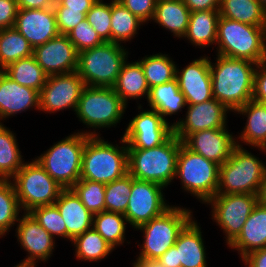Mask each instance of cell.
<instances>
[{
	"mask_svg": "<svg viewBox=\"0 0 266 267\" xmlns=\"http://www.w3.org/2000/svg\"><path fill=\"white\" fill-rule=\"evenodd\" d=\"M113 89L126 105L129 99H148L150 88L138 60L123 63Z\"/></svg>",
	"mask_w": 266,
	"mask_h": 267,
	"instance_id": "4316f807",
	"label": "cell"
},
{
	"mask_svg": "<svg viewBox=\"0 0 266 267\" xmlns=\"http://www.w3.org/2000/svg\"><path fill=\"white\" fill-rule=\"evenodd\" d=\"M137 107L142 112L130 120L122 136L127 143V149L159 146L174 133L172 123L165 121L156 110H141V104Z\"/></svg>",
	"mask_w": 266,
	"mask_h": 267,
	"instance_id": "5bb4252c",
	"label": "cell"
},
{
	"mask_svg": "<svg viewBox=\"0 0 266 267\" xmlns=\"http://www.w3.org/2000/svg\"><path fill=\"white\" fill-rule=\"evenodd\" d=\"M100 136H89L86 140L80 179L106 185L128 173V149L123 137L119 146Z\"/></svg>",
	"mask_w": 266,
	"mask_h": 267,
	"instance_id": "7a4b0ae2",
	"label": "cell"
},
{
	"mask_svg": "<svg viewBox=\"0 0 266 267\" xmlns=\"http://www.w3.org/2000/svg\"><path fill=\"white\" fill-rule=\"evenodd\" d=\"M201 228L193 218L180 232L176 242L177 264L181 267H208Z\"/></svg>",
	"mask_w": 266,
	"mask_h": 267,
	"instance_id": "cb8c5ba5",
	"label": "cell"
},
{
	"mask_svg": "<svg viewBox=\"0 0 266 267\" xmlns=\"http://www.w3.org/2000/svg\"><path fill=\"white\" fill-rule=\"evenodd\" d=\"M219 14L244 24L266 27V13L258 0H221Z\"/></svg>",
	"mask_w": 266,
	"mask_h": 267,
	"instance_id": "4dcf8cb0",
	"label": "cell"
},
{
	"mask_svg": "<svg viewBox=\"0 0 266 267\" xmlns=\"http://www.w3.org/2000/svg\"><path fill=\"white\" fill-rule=\"evenodd\" d=\"M24 213V214H23ZM15 229L18 244L27 252V256L16 267H36L38 260L46 262L55 249L53 238L29 213L23 212Z\"/></svg>",
	"mask_w": 266,
	"mask_h": 267,
	"instance_id": "2e32d148",
	"label": "cell"
},
{
	"mask_svg": "<svg viewBox=\"0 0 266 267\" xmlns=\"http://www.w3.org/2000/svg\"><path fill=\"white\" fill-rule=\"evenodd\" d=\"M54 205L64 219L67 239L70 242L92 228L93 214L82 204L71 188L63 189Z\"/></svg>",
	"mask_w": 266,
	"mask_h": 267,
	"instance_id": "603a6c76",
	"label": "cell"
},
{
	"mask_svg": "<svg viewBox=\"0 0 266 267\" xmlns=\"http://www.w3.org/2000/svg\"><path fill=\"white\" fill-rule=\"evenodd\" d=\"M252 99L266 103V56L264 63L258 64L255 71Z\"/></svg>",
	"mask_w": 266,
	"mask_h": 267,
	"instance_id": "7dc6e473",
	"label": "cell"
},
{
	"mask_svg": "<svg viewBox=\"0 0 266 267\" xmlns=\"http://www.w3.org/2000/svg\"><path fill=\"white\" fill-rule=\"evenodd\" d=\"M17 11L16 0H0V29L14 27Z\"/></svg>",
	"mask_w": 266,
	"mask_h": 267,
	"instance_id": "c3c4849f",
	"label": "cell"
},
{
	"mask_svg": "<svg viewBox=\"0 0 266 267\" xmlns=\"http://www.w3.org/2000/svg\"><path fill=\"white\" fill-rule=\"evenodd\" d=\"M164 188L160 184L138 180L131 176V195L128 197L124 216L132 228L136 229L171 207L164 197Z\"/></svg>",
	"mask_w": 266,
	"mask_h": 267,
	"instance_id": "4fadbf2b",
	"label": "cell"
},
{
	"mask_svg": "<svg viewBox=\"0 0 266 267\" xmlns=\"http://www.w3.org/2000/svg\"><path fill=\"white\" fill-rule=\"evenodd\" d=\"M20 9H46L53 8L56 0H16Z\"/></svg>",
	"mask_w": 266,
	"mask_h": 267,
	"instance_id": "f5cc1de1",
	"label": "cell"
},
{
	"mask_svg": "<svg viewBox=\"0 0 266 267\" xmlns=\"http://www.w3.org/2000/svg\"><path fill=\"white\" fill-rule=\"evenodd\" d=\"M190 12L219 10L221 0H183Z\"/></svg>",
	"mask_w": 266,
	"mask_h": 267,
	"instance_id": "681fc988",
	"label": "cell"
},
{
	"mask_svg": "<svg viewBox=\"0 0 266 267\" xmlns=\"http://www.w3.org/2000/svg\"><path fill=\"white\" fill-rule=\"evenodd\" d=\"M237 250L241 260L249 253L266 248V207L256 204L241 233L228 246Z\"/></svg>",
	"mask_w": 266,
	"mask_h": 267,
	"instance_id": "484cf974",
	"label": "cell"
},
{
	"mask_svg": "<svg viewBox=\"0 0 266 267\" xmlns=\"http://www.w3.org/2000/svg\"><path fill=\"white\" fill-rule=\"evenodd\" d=\"M149 88L175 79L176 66L168 54L157 53L139 60Z\"/></svg>",
	"mask_w": 266,
	"mask_h": 267,
	"instance_id": "74e56055",
	"label": "cell"
},
{
	"mask_svg": "<svg viewBox=\"0 0 266 267\" xmlns=\"http://www.w3.org/2000/svg\"><path fill=\"white\" fill-rule=\"evenodd\" d=\"M175 178L182 189L205 204L216 195L219 185V165L192 152L183 143L177 156Z\"/></svg>",
	"mask_w": 266,
	"mask_h": 267,
	"instance_id": "9c48e42d",
	"label": "cell"
},
{
	"mask_svg": "<svg viewBox=\"0 0 266 267\" xmlns=\"http://www.w3.org/2000/svg\"><path fill=\"white\" fill-rule=\"evenodd\" d=\"M22 210L12 180H0V238L16 226Z\"/></svg>",
	"mask_w": 266,
	"mask_h": 267,
	"instance_id": "f35d334b",
	"label": "cell"
},
{
	"mask_svg": "<svg viewBox=\"0 0 266 267\" xmlns=\"http://www.w3.org/2000/svg\"><path fill=\"white\" fill-rule=\"evenodd\" d=\"M216 45V55L244 59L256 64L264 63L266 27L219 16Z\"/></svg>",
	"mask_w": 266,
	"mask_h": 267,
	"instance_id": "3957f363",
	"label": "cell"
},
{
	"mask_svg": "<svg viewBox=\"0 0 266 267\" xmlns=\"http://www.w3.org/2000/svg\"><path fill=\"white\" fill-rule=\"evenodd\" d=\"M131 195V175L125 174L105 185V211L125 214Z\"/></svg>",
	"mask_w": 266,
	"mask_h": 267,
	"instance_id": "60d3db41",
	"label": "cell"
},
{
	"mask_svg": "<svg viewBox=\"0 0 266 267\" xmlns=\"http://www.w3.org/2000/svg\"><path fill=\"white\" fill-rule=\"evenodd\" d=\"M57 28L60 34H67L79 22L86 19V14L82 11L68 10L67 7L62 6L57 0L53 6Z\"/></svg>",
	"mask_w": 266,
	"mask_h": 267,
	"instance_id": "f6af8a7d",
	"label": "cell"
},
{
	"mask_svg": "<svg viewBox=\"0 0 266 267\" xmlns=\"http://www.w3.org/2000/svg\"><path fill=\"white\" fill-rule=\"evenodd\" d=\"M132 264L133 267H163L158 259L139 256Z\"/></svg>",
	"mask_w": 266,
	"mask_h": 267,
	"instance_id": "11a10c76",
	"label": "cell"
},
{
	"mask_svg": "<svg viewBox=\"0 0 266 267\" xmlns=\"http://www.w3.org/2000/svg\"><path fill=\"white\" fill-rule=\"evenodd\" d=\"M88 137L85 130L74 132L34 159L64 189L71 188L80 179L82 154Z\"/></svg>",
	"mask_w": 266,
	"mask_h": 267,
	"instance_id": "52a82bcc",
	"label": "cell"
},
{
	"mask_svg": "<svg viewBox=\"0 0 266 267\" xmlns=\"http://www.w3.org/2000/svg\"><path fill=\"white\" fill-rule=\"evenodd\" d=\"M2 71L19 85L38 92L43 88L48 77L33 55L11 63Z\"/></svg>",
	"mask_w": 266,
	"mask_h": 267,
	"instance_id": "d6a6232c",
	"label": "cell"
},
{
	"mask_svg": "<svg viewBox=\"0 0 266 267\" xmlns=\"http://www.w3.org/2000/svg\"><path fill=\"white\" fill-rule=\"evenodd\" d=\"M29 213L53 238L58 236L67 240L64 219L54 204L35 207Z\"/></svg>",
	"mask_w": 266,
	"mask_h": 267,
	"instance_id": "b9f144b4",
	"label": "cell"
},
{
	"mask_svg": "<svg viewBox=\"0 0 266 267\" xmlns=\"http://www.w3.org/2000/svg\"><path fill=\"white\" fill-rule=\"evenodd\" d=\"M86 20L104 42H111V1L97 0L87 12Z\"/></svg>",
	"mask_w": 266,
	"mask_h": 267,
	"instance_id": "7bdbcfd3",
	"label": "cell"
},
{
	"mask_svg": "<svg viewBox=\"0 0 266 267\" xmlns=\"http://www.w3.org/2000/svg\"><path fill=\"white\" fill-rule=\"evenodd\" d=\"M228 128L207 129L191 133L183 144L219 166L226 162L236 146V137Z\"/></svg>",
	"mask_w": 266,
	"mask_h": 267,
	"instance_id": "ffe728a7",
	"label": "cell"
},
{
	"mask_svg": "<svg viewBox=\"0 0 266 267\" xmlns=\"http://www.w3.org/2000/svg\"><path fill=\"white\" fill-rule=\"evenodd\" d=\"M12 179L19 206L24 212L55 204L64 189L35 159L25 162Z\"/></svg>",
	"mask_w": 266,
	"mask_h": 267,
	"instance_id": "8fae6325",
	"label": "cell"
},
{
	"mask_svg": "<svg viewBox=\"0 0 266 267\" xmlns=\"http://www.w3.org/2000/svg\"><path fill=\"white\" fill-rule=\"evenodd\" d=\"M242 261L245 267H266V248L249 253Z\"/></svg>",
	"mask_w": 266,
	"mask_h": 267,
	"instance_id": "f907efd6",
	"label": "cell"
},
{
	"mask_svg": "<svg viewBox=\"0 0 266 267\" xmlns=\"http://www.w3.org/2000/svg\"><path fill=\"white\" fill-rule=\"evenodd\" d=\"M193 219V213L189 208L172 206L158 217L137 227L143 232V244L139 256L158 259L175 242L183 228Z\"/></svg>",
	"mask_w": 266,
	"mask_h": 267,
	"instance_id": "30bf717a",
	"label": "cell"
},
{
	"mask_svg": "<svg viewBox=\"0 0 266 267\" xmlns=\"http://www.w3.org/2000/svg\"><path fill=\"white\" fill-rule=\"evenodd\" d=\"M158 260L163 267H181V264H177L175 245L170 247Z\"/></svg>",
	"mask_w": 266,
	"mask_h": 267,
	"instance_id": "db71d44e",
	"label": "cell"
},
{
	"mask_svg": "<svg viewBox=\"0 0 266 267\" xmlns=\"http://www.w3.org/2000/svg\"><path fill=\"white\" fill-rule=\"evenodd\" d=\"M216 56L215 63L210 59L213 98L235 112L252 99L258 64L244 59Z\"/></svg>",
	"mask_w": 266,
	"mask_h": 267,
	"instance_id": "6da1fadb",
	"label": "cell"
},
{
	"mask_svg": "<svg viewBox=\"0 0 266 267\" xmlns=\"http://www.w3.org/2000/svg\"><path fill=\"white\" fill-rule=\"evenodd\" d=\"M57 1L62 6L67 7L68 10L82 11L83 13H87L97 0H57Z\"/></svg>",
	"mask_w": 266,
	"mask_h": 267,
	"instance_id": "816d5d0a",
	"label": "cell"
},
{
	"mask_svg": "<svg viewBox=\"0 0 266 267\" xmlns=\"http://www.w3.org/2000/svg\"><path fill=\"white\" fill-rule=\"evenodd\" d=\"M190 13L183 0H157L153 21L173 33L174 37L183 38L187 33Z\"/></svg>",
	"mask_w": 266,
	"mask_h": 267,
	"instance_id": "83f0119b",
	"label": "cell"
},
{
	"mask_svg": "<svg viewBox=\"0 0 266 267\" xmlns=\"http://www.w3.org/2000/svg\"><path fill=\"white\" fill-rule=\"evenodd\" d=\"M230 110L216 99L203 103L187 105L186 117L172 123L174 135L184 141L191 133L207 130L227 128V113Z\"/></svg>",
	"mask_w": 266,
	"mask_h": 267,
	"instance_id": "e0dca14e",
	"label": "cell"
},
{
	"mask_svg": "<svg viewBox=\"0 0 266 267\" xmlns=\"http://www.w3.org/2000/svg\"><path fill=\"white\" fill-rule=\"evenodd\" d=\"M219 10L194 11L190 13L188 29L183 37L199 48L216 44Z\"/></svg>",
	"mask_w": 266,
	"mask_h": 267,
	"instance_id": "f1b7e54d",
	"label": "cell"
},
{
	"mask_svg": "<svg viewBox=\"0 0 266 267\" xmlns=\"http://www.w3.org/2000/svg\"><path fill=\"white\" fill-rule=\"evenodd\" d=\"M205 204L211 206L212 220L223 230L229 246L241 233L244 223L257 204V195L216 194Z\"/></svg>",
	"mask_w": 266,
	"mask_h": 267,
	"instance_id": "7c38bea8",
	"label": "cell"
},
{
	"mask_svg": "<svg viewBox=\"0 0 266 267\" xmlns=\"http://www.w3.org/2000/svg\"><path fill=\"white\" fill-rule=\"evenodd\" d=\"M33 56L48 76L77 71L78 52L65 34L34 48Z\"/></svg>",
	"mask_w": 266,
	"mask_h": 267,
	"instance_id": "ac0fdd59",
	"label": "cell"
},
{
	"mask_svg": "<svg viewBox=\"0 0 266 267\" xmlns=\"http://www.w3.org/2000/svg\"><path fill=\"white\" fill-rule=\"evenodd\" d=\"M15 135L0 123V180H12L25 163Z\"/></svg>",
	"mask_w": 266,
	"mask_h": 267,
	"instance_id": "1f68e13d",
	"label": "cell"
},
{
	"mask_svg": "<svg viewBox=\"0 0 266 267\" xmlns=\"http://www.w3.org/2000/svg\"><path fill=\"white\" fill-rule=\"evenodd\" d=\"M77 260L97 262L105 259L114 248L92 227L72 240Z\"/></svg>",
	"mask_w": 266,
	"mask_h": 267,
	"instance_id": "e575fe53",
	"label": "cell"
},
{
	"mask_svg": "<svg viewBox=\"0 0 266 267\" xmlns=\"http://www.w3.org/2000/svg\"><path fill=\"white\" fill-rule=\"evenodd\" d=\"M66 35L75 46L78 53L104 43L99 34L93 29L86 19L79 22Z\"/></svg>",
	"mask_w": 266,
	"mask_h": 267,
	"instance_id": "ee69618b",
	"label": "cell"
},
{
	"mask_svg": "<svg viewBox=\"0 0 266 267\" xmlns=\"http://www.w3.org/2000/svg\"><path fill=\"white\" fill-rule=\"evenodd\" d=\"M143 24L141 19L132 14L119 1L111 0V42L122 45L126 41H131Z\"/></svg>",
	"mask_w": 266,
	"mask_h": 267,
	"instance_id": "836d02e7",
	"label": "cell"
},
{
	"mask_svg": "<svg viewBox=\"0 0 266 267\" xmlns=\"http://www.w3.org/2000/svg\"><path fill=\"white\" fill-rule=\"evenodd\" d=\"M127 224V219L121 213L103 211L93 215L92 227L114 249L117 246H123L124 242H126L125 232Z\"/></svg>",
	"mask_w": 266,
	"mask_h": 267,
	"instance_id": "8d00e7d4",
	"label": "cell"
},
{
	"mask_svg": "<svg viewBox=\"0 0 266 267\" xmlns=\"http://www.w3.org/2000/svg\"><path fill=\"white\" fill-rule=\"evenodd\" d=\"M123 45L104 42L78 53L77 73L85 86L113 87L129 52Z\"/></svg>",
	"mask_w": 266,
	"mask_h": 267,
	"instance_id": "8992f818",
	"label": "cell"
},
{
	"mask_svg": "<svg viewBox=\"0 0 266 267\" xmlns=\"http://www.w3.org/2000/svg\"><path fill=\"white\" fill-rule=\"evenodd\" d=\"M258 1L261 3L262 8H263V10H264L265 13H266V0H258Z\"/></svg>",
	"mask_w": 266,
	"mask_h": 267,
	"instance_id": "6f0895ef",
	"label": "cell"
},
{
	"mask_svg": "<svg viewBox=\"0 0 266 267\" xmlns=\"http://www.w3.org/2000/svg\"><path fill=\"white\" fill-rule=\"evenodd\" d=\"M234 113L247 117L243 131L236 137V145L242 142L266 153V103L251 99Z\"/></svg>",
	"mask_w": 266,
	"mask_h": 267,
	"instance_id": "d4e9b609",
	"label": "cell"
},
{
	"mask_svg": "<svg viewBox=\"0 0 266 267\" xmlns=\"http://www.w3.org/2000/svg\"><path fill=\"white\" fill-rule=\"evenodd\" d=\"M126 105L116 94L113 87L85 86L81 92L75 111L80 122L84 123L89 136H99L101 128H111L120 123L125 114ZM91 131V132H90Z\"/></svg>",
	"mask_w": 266,
	"mask_h": 267,
	"instance_id": "5b68a950",
	"label": "cell"
},
{
	"mask_svg": "<svg viewBox=\"0 0 266 267\" xmlns=\"http://www.w3.org/2000/svg\"><path fill=\"white\" fill-rule=\"evenodd\" d=\"M147 101L150 109L156 110L167 122L166 116L178 114L182 111V108L187 106L176 78L150 88Z\"/></svg>",
	"mask_w": 266,
	"mask_h": 267,
	"instance_id": "f546056e",
	"label": "cell"
},
{
	"mask_svg": "<svg viewBox=\"0 0 266 267\" xmlns=\"http://www.w3.org/2000/svg\"><path fill=\"white\" fill-rule=\"evenodd\" d=\"M33 55L28 40L14 27L0 29V70L21 58Z\"/></svg>",
	"mask_w": 266,
	"mask_h": 267,
	"instance_id": "d590c367",
	"label": "cell"
},
{
	"mask_svg": "<svg viewBox=\"0 0 266 267\" xmlns=\"http://www.w3.org/2000/svg\"><path fill=\"white\" fill-rule=\"evenodd\" d=\"M180 141L174 133L159 146L150 149H128V173L135 179L166 187L175 178Z\"/></svg>",
	"mask_w": 266,
	"mask_h": 267,
	"instance_id": "277c9868",
	"label": "cell"
},
{
	"mask_svg": "<svg viewBox=\"0 0 266 267\" xmlns=\"http://www.w3.org/2000/svg\"><path fill=\"white\" fill-rule=\"evenodd\" d=\"M257 203L266 207V174L257 192Z\"/></svg>",
	"mask_w": 266,
	"mask_h": 267,
	"instance_id": "9f6ffc18",
	"label": "cell"
},
{
	"mask_svg": "<svg viewBox=\"0 0 266 267\" xmlns=\"http://www.w3.org/2000/svg\"><path fill=\"white\" fill-rule=\"evenodd\" d=\"M14 28L28 40L33 49L60 34L54 8H18Z\"/></svg>",
	"mask_w": 266,
	"mask_h": 267,
	"instance_id": "44dd1931",
	"label": "cell"
},
{
	"mask_svg": "<svg viewBox=\"0 0 266 267\" xmlns=\"http://www.w3.org/2000/svg\"><path fill=\"white\" fill-rule=\"evenodd\" d=\"M145 24L152 21L157 0H117Z\"/></svg>",
	"mask_w": 266,
	"mask_h": 267,
	"instance_id": "bcb514c9",
	"label": "cell"
},
{
	"mask_svg": "<svg viewBox=\"0 0 266 267\" xmlns=\"http://www.w3.org/2000/svg\"><path fill=\"white\" fill-rule=\"evenodd\" d=\"M84 87L77 71L48 76L39 92V110L52 114L72 108L75 112Z\"/></svg>",
	"mask_w": 266,
	"mask_h": 267,
	"instance_id": "9a60e30c",
	"label": "cell"
},
{
	"mask_svg": "<svg viewBox=\"0 0 266 267\" xmlns=\"http://www.w3.org/2000/svg\"><path fill=\"white\" fill-rule=\"evenodd\" d=\"M210 58L203 56L194 59L181 70L176 66L175 78L187 105L203 103L213 99Z\"/></svg>",
	"mask_w": 266,
	"mask_h": 267,
	"instance_id": "d6986e66",
	"label": "cell"
},
{
	"mask_svg": "<svg viewBox=\"0 0 266 267\" xmlns=\"http://www.w3.org/2000/svg\"><path fill=\"white\" fill-rule=\"evenodd\" d=\"M31 108L37 110L40 108L39 92L19 85L0 70V123Z\"/></svg>",
	"mask_w": 266,
	"mask_h": 267,
	"instance_id": "7402d4cb",
	"label": "cell"
},
{
	"mask_svg": "<svg viewBox=\"0 0 266 267\" xmlns=\"http://www.w3.org/2000/svg\"><path fill=\"white\" fill-rule=\"evenodd\" d=\"M242 146L236 145L229 159L219 166L216 194H257L266 174V163Z\"/></svg>",
	"mask_w": 266,
	"mask_h": 267,
	"instance_id": "ba28073f",
	"label": "cell"
},
{
	"mask_svg": "<svg viewBox=\"0 0 266 267\" xmlns=\"http://www.w3.org/2000/svg\"><path fill=\"white\" fill-rule=\"evenodd\" d=\"M71 189L93 215L105 211V184L79 179Z\"/></svg>",
	"mask_w": 266,
	"mask_h": 267,
	"instance_id": "ab89813d",
	"label": "cell"
}]
</instances>
